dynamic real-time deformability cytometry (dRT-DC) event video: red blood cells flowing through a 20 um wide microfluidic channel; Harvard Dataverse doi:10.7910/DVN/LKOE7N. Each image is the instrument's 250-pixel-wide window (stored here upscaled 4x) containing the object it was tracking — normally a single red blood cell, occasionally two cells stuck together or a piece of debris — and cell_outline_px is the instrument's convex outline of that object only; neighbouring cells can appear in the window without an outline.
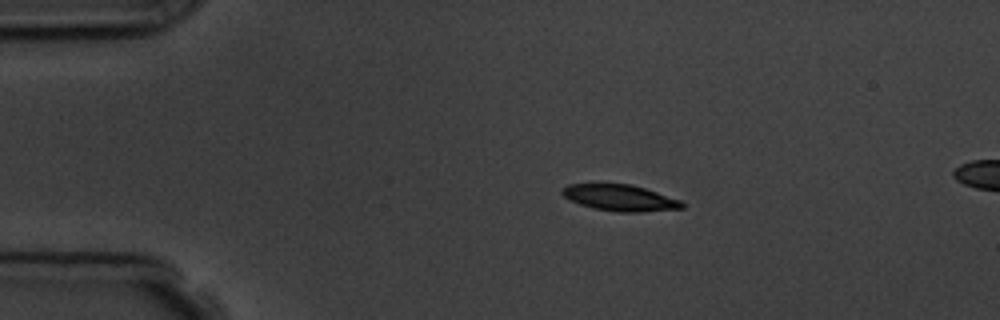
{"species": "common noctule bat (a hibernating species)", "species_latin": "Nyctalus noctula", "temperature_condition": "room temperature", "stored_images_in_passage": 5, "camera_frame_rate_fps": 3000, "um_per_image_px": 0.085, "animal": {"sex": "male", "body_mass_g": 19.5, "forearm_length_mm": 54.6}, "frame": {"image": 1, "passage_image": 3, "time_ms": 2.333, "image_size_px": [1000, 320], "cell_outline_px": [[684, 208], [640, 212], [616, 212], [592, 208], [568, 200], [560, 192], [568, 184], [632, 184], [680, 200], [684, 204]], "centroid_in_image_um": [52.68, 16.82], "position_along_channel_um": 32.3, "area_um2": 18.26}}